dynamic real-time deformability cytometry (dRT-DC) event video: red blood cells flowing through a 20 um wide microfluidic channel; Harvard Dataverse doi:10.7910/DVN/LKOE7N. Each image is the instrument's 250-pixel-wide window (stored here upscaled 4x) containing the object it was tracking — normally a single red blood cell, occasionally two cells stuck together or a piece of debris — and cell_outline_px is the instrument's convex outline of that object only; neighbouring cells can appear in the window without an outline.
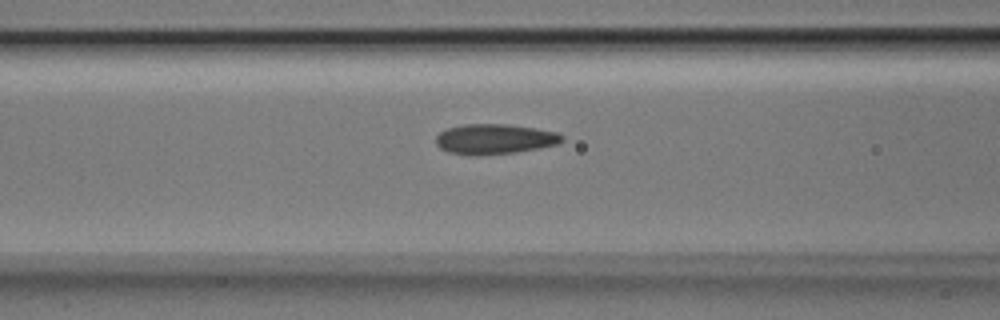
{"species": "Egyptian fruit bat (a non-hibernating species)", "species_latin": "Rousettus aegyptiacus", "temperature_condition": "room temperature", "stored_images_in_passage": 15, "camera_frame_rate_fps": 3000, "um_per_image_px": 0.085, "animal": {"sex": "male"}, "frame": {"image": 1, "passage_image": 13, "time_ms": 4.0, "image_size_px": [1000, 320], "cell_outline_px": [[564, 140], [560, 144], [540, 148], [516, 152], [480, 156], [468, 156], [448, 152], [440, 148], [436, 144], [436, 136], [440, 132], [448, 128], [464, 124], [504, 124], [536, 128], [556, 132], [564, 136]], "centroid_in_image_um": [42.05, 11.84], "position_along_channel_um": 124.6, "area_um2": 22.48}}